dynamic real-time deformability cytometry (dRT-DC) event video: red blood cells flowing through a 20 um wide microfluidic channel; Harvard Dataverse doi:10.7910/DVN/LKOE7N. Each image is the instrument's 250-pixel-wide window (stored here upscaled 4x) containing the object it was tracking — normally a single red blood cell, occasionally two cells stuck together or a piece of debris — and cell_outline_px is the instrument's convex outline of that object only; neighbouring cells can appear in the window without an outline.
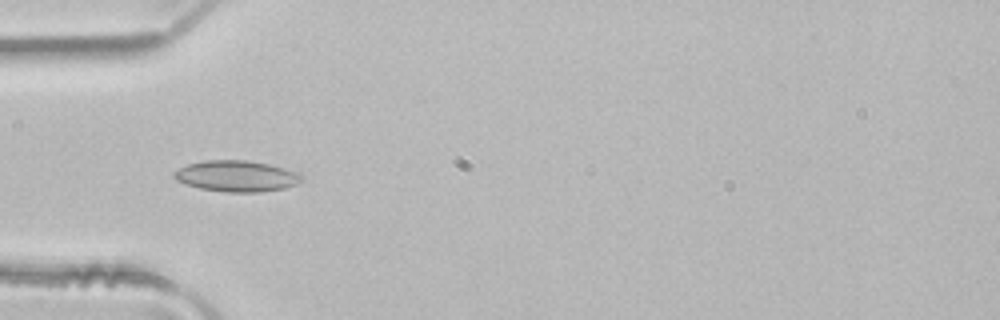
{"species": "common noctule bat (a hibernating species)", "species_latin": "Nyctalus noctula", "temperature_condition": "room temperature", "stored_images_in_passage": 5, "camera_frame_rate_fps": 3000, "um_per_image_px": 0.085, "animal": {"sex": "male", "body_mass_g": 21.5, "forearm_length_mm": 52.0}, "frame": {"image": 1, "passage_image": 3, "time_ms": 0.667, "image_size_px": [1000, 320], "cell_outline_px": [[304, 176], [296, 184], [284, 188], [260, 192], [228, 192], [200, 188], [184, 184], [176, 180], [172, 176], [180, 168], [188, 164], [204, 160], [248, 160], [268, 164], [300, 172]], "centroid_in_image_um": [20.12, 14.96], "position_along_channel_um": 64.9, "area_um2": 23.06}}
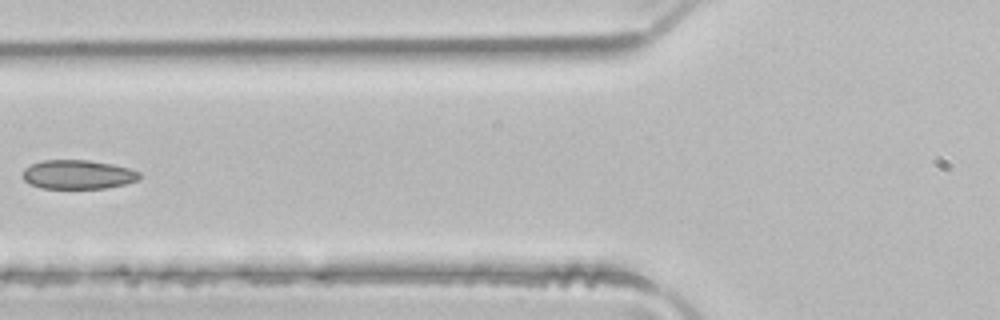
{"frame": {"image": 2, "passage_image": 4, "time_ms": 1.0, "image_size_px": [1000, 320], "cell_outline_px": [[140, 176], [136, 180], [124, 184], [104, 188], [40, 188], [28, 184], [20, 176], [24, 168], [32, 164], [44, 160], [88, 160], [112, 164], [128, 168], [140, 172]], "centroid_in_image_um": [6.55, 14.83], "position_along_channel_um": 119.2, "area_um2": 19.77}}
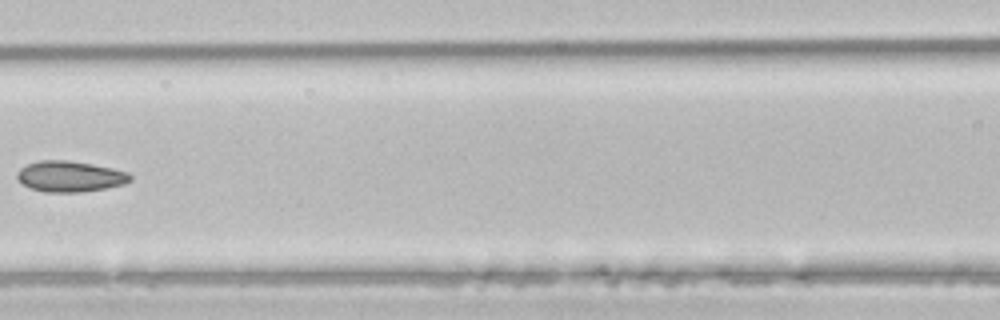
{"frame": {"image": 3, "passage_image": 5, "time_ms": 1.333, "image_size_px": [1000, 320], "cell_outline_px": [[132, 180], [124, 184], [104, 188], [80, 192], [48, 192], [32, 188], [24, 184], [16, 176], [20, 168], [28, 164], [40, 160], [68, 160], [92, 164], [112, 168], [128, 172], [132, 176]], "centroid_in_image_um": [5.98, 14.98], "position_along_channel_um": 160.6, "area_um2": 20.11}}